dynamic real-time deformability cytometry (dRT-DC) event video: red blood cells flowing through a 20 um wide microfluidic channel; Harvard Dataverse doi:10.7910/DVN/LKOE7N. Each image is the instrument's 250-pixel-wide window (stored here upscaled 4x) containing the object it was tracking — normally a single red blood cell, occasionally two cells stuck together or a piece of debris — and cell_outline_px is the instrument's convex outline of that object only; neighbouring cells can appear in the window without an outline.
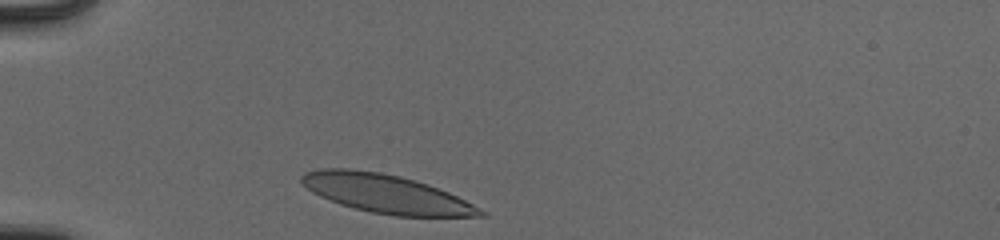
{"species": "human", "species_latin": "Homo sapiens", "temperature_condition": "cold", "stored_images_in_passage": 30, "camera_frame_rate_fps": 3000, "um_per_image_px": 0.085, "donor": {"sex": "male"}, "frame": {"image": 1, "passage_image": 1, "time_ms": 0.0, "image_size_px": [1000, 240], "cell_outline_px": [[488, 216], [396, 216], [372, 212], [340, 204], [320, 196], [312, 192], [300, 180], [300, 176], [304, 172], [324, 168], [348, 168], [380, 172], [400, 176], [416, 180], [428, 184], [448, 192], [488, 212]], "centroid_in_image_um": [32.82, 16.46], "position_along_channel_um": 52.2, "area_um2": 39.94}}
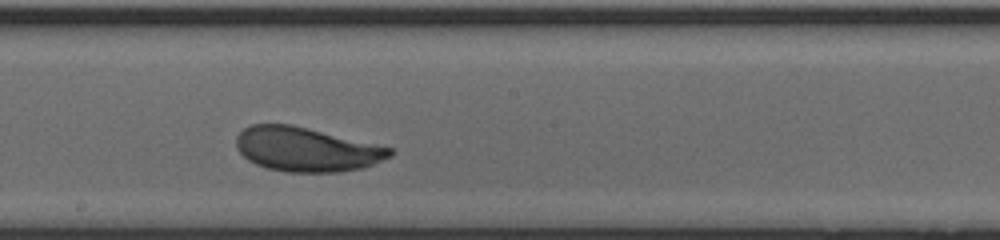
{"frame": {"image": 2, "passage_image": 16, "time_ms": 5.0, "image_size_px": [1000, 240], "cell_outline_px": [[392, 156], [364, 168], [340, 172], [288, 172], [268, 168], [256, 164], [248, 160], [236, 148], [236, 136], [248, 124], [292, 124], [392, 148]], "centroid_in_image_um": [26.02, 12.69], "position_along_channel_um": 222.2, "area_um2": 39.59}}
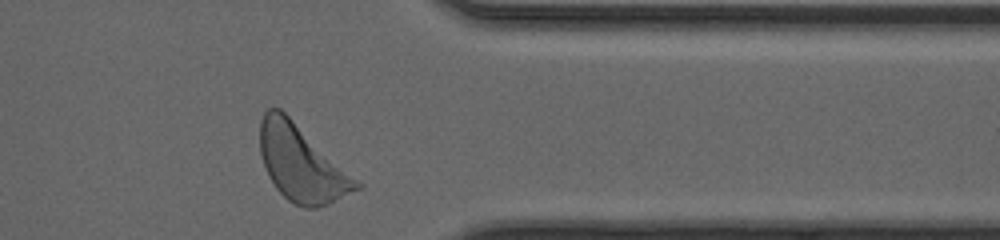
{"frame": {"image": 3, "passage_image": 29, "time_ms": 9.333, "image_size_px": [1000, 240], "cell_outline_px": [[364, 184], [360, 188], [328, 204], [316, 208], [304, 208], [288, 200], [276, 188], [268, 176], [260, 152], [260, 120], [264, 112], [268, 108], [280, 108]], "centroid_in_image_um": [25.64, 13.89], "position_along_channel_um": 385.8, "area_um2": 42.48}, "authors_computed_cell_mechanics": {"area_um2": 39.9687, "velocity_mm_per_s": 3.9031, "shape_relaxation_time_tau1_ms": 2.2394, "shape_relaxation_time_tau2_ms": null, "deformation_change_tau1": 0.1396, "deformation_change_tau2": null}}